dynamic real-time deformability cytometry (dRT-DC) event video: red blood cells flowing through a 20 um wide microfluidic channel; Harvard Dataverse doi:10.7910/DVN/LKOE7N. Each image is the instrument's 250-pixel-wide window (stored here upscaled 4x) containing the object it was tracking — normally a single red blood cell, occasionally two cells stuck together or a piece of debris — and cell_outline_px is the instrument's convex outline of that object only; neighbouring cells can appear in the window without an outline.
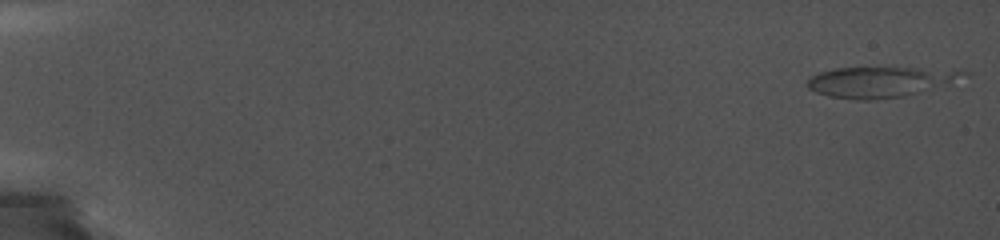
{"species": "common noctule bat (a hibernating species)", "species_latin": "Nyctalus noctula", "temperature_condition": "cold", "stored_images_in_passage": 3, "camera_frame_rate_fps": 5000, "um_per_image_px": 0.085, "animal": {"sex": "female", "body_mass_g": 19.0, "forearm_length_mm": 56.7}, "frame": {"image": 1, "passage_image": 1, "time_ms": 0.0, "image_size_px": [1000, 240], "cell_outline_px": [[972, 76], [948, 84], [904, 96], [868, 100], [856, 100], [832, 96], [816, 92], [808, 88], [808, 80], [812, 76], [820, 72], [836, 68], [916, 68], [972, 72]], "centroid_in_image_um": [74.87, 6.96], "position_along_channel_um": 10.1, "area_um2": 27.46}}